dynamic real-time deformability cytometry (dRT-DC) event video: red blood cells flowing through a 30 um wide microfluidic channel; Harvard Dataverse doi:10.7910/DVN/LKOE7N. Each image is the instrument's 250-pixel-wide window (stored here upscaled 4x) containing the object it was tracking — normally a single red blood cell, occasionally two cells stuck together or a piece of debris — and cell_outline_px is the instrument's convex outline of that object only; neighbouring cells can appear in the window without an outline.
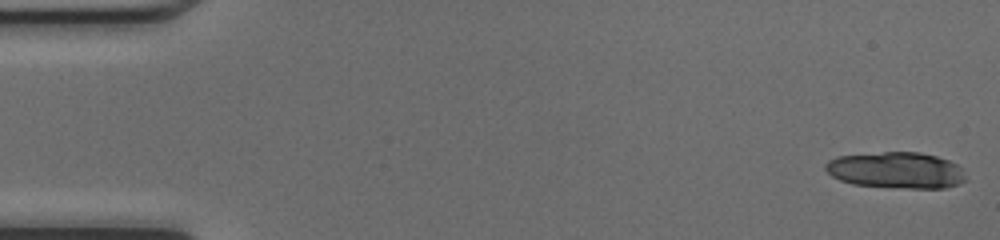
{"species": "common noctule bat (a hibernating species)", "species_latin": "Nyctalus noctula", "temperature_condition": "cold", "stored_images_in_passage": 22, "camera_frame_rate_fps": 3000, "um_per_image_px": 0.085, "animal": {"sex": "female", "body_mass_g": 17.0, "forearm_length_mm": 48.0}, "frame": {"image": 1, "passage_image": 1, "time_ms": 0.0, "image_size_px": [1000, 240], "cell_outline_px": [[968, 180], [944, 188], [908, 188], [852, 184], [840, 180], [832, 176], [824, 168], [824, 164], [828, 160], [836, 156], [884, 152], [920, 152], [936, 156], [948, 160], [956, 164], [960, 168]], "centroid_in_image_um": [76.15, 14.46], "position_along_channel_um": 8.8, "area_um2": 29.59}}
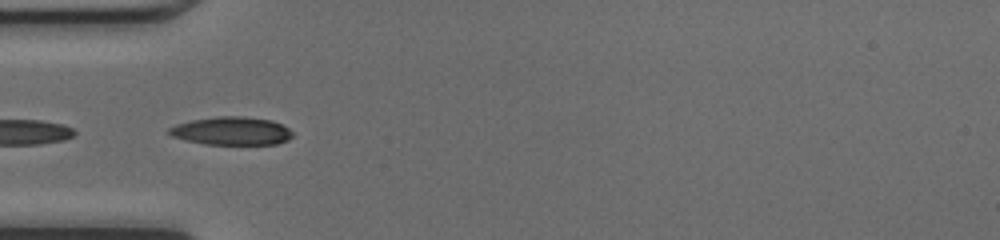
{"frame": {"image": 2, "passage_image": 16, "time_ms": 5.0, "image_size_px": [1000, 240], "cell_outline_px": [[292, 136], [288, 140], [276, 144], [204, 144], [172, 136], [168, 132], [168, 128], [176, 124], [192, 120], [216, 116], [244, 116], [272, 120], [288, 128], [292, 132]], "centroid_in_image_um": [19.69, 11.12], "position_along_channel_um": 65.3, "area_um2": 20.17}}